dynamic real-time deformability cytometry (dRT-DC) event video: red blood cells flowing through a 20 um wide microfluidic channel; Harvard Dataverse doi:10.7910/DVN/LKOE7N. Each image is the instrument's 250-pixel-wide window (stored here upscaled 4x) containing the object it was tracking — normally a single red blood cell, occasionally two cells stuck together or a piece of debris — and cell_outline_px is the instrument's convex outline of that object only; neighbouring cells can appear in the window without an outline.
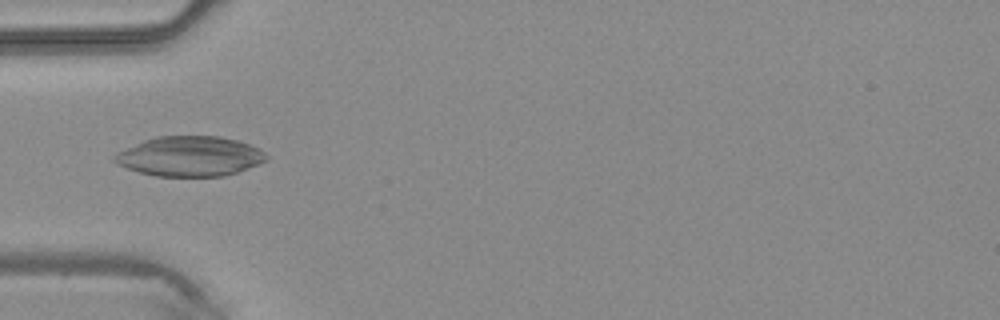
{"species": "common noctule bat (a hibernating species)", "species_latin": "Nyctalus noctula", "temperature_condition": "warm", "stored_images_in_passage": 43, "camera_frame_rate_fps": 3000, "um_per_image_px": 0.085, "animal": {"sex": "male", "body_mass_g": 20.4}, "frame": {"image": 1, "passage_image": 14, "time_ms": 4.333, "image_size_px": [1000, 320], "cell_outline_px": [[268, 160], [260, 164], [224, 176], [156, 176], [140, 172], [116, 164], [112, 160], [112, 156], [116, 152], [144, 140], [156, 136], [220, 136], [236, 140], [260, 148], [268, 156]], "centroid_in_image_um": [16.13, 13.28], "position_along_channel_um": 68.9, "area_um2": 35.43}}
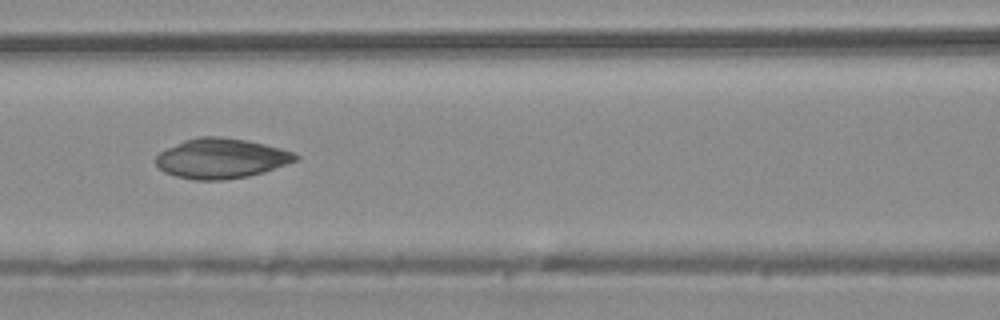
{"frame": {"image": 2, "passage_image": 19, "time_ms": 6.0, "image_size_px": [1000, 320], "cell_outline_px": [[300, 160], [264, 172], [248, 176], [224, 180], [196, 180], [176, 176], [164, 172], [156, 164], [156, 156], [160, 152], [184, 140], [200, 136], [220, 136], [248, 140], [280, 148], [292, 152], [300, 156]], "centroid_in_image_um": [18.83, 13.46], "position_along_channel_um": 147.8, "area_um2": 32.6}}
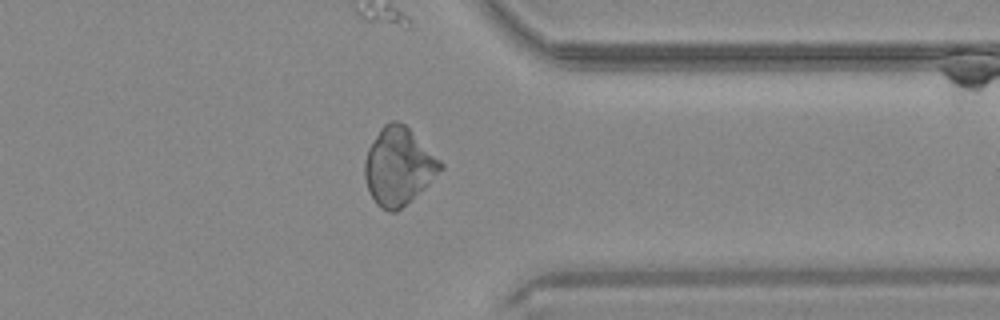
{"frame": {"image": 3, "passage_image": 34, "time_ms": 11.0, "image_size_px": [1000, 320], "cell_outline_px": [[444, 168], [424, 188], [396, 212], [388, 212], [380, 208], [376, 204], [368, 188], [364, 176], [364, 164], [368, 148], [380, 128], [384, 124], [392, 120], [396, 120], [404, 124], [444, 164]], "centroid_in_image_um": [33.86, 14.14], "position_along_channel_um": 377.5, "area_um2": 33.81}}